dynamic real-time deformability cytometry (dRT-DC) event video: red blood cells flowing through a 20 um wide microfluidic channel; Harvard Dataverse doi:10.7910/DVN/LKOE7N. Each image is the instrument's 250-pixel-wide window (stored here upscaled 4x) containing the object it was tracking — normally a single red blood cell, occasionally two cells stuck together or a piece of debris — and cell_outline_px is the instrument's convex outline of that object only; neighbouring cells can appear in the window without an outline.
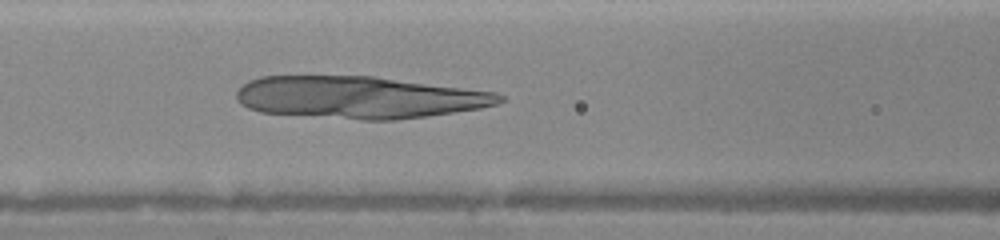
{"species": "human", "species_latin": "Homo sapiens", "temperature_condition": "warm", "stored_images_in_passage": 8, "camera_frame_rate_fps": 3000, "um_per_image_px": 0.085, "donor": {"sex": "female"}, "frame": {"image": 1, "passage_image": 5, "time_ms": 2.333, "image_size_px": [1000, 240], "cell_outline_px": [[504, 100], [496, 104], [480, 108], [428, 116], [396, 120], [360, 120], [260, 112], [248, 108], [240, 104], [236, 100], [236, 92], [248, 80], [260, 76], [372, 76], [496, 92], [504, 96]], "centroid_in_image_um": [30.49, 8.28], "position_along_channel_um": 136.1, "area_um2": 64.74}}
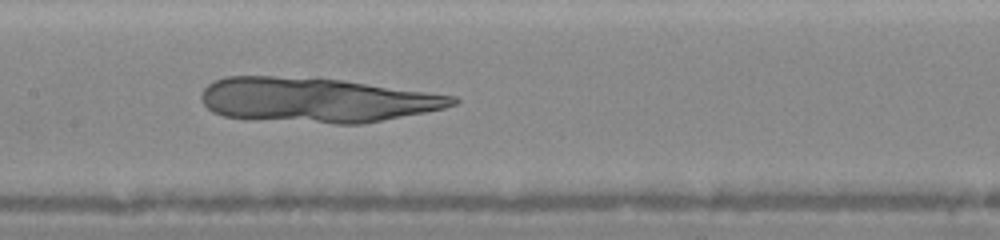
{"frame": {"image": 2, "passage_image": 7, "time_ms": 3.333, "image_size_px": [1000, 240], "cell_outline_px": [[460, 100], [456, 104], [444, 108], [424, 112], [360, 124], [336, 124], [224, 116], [212, 112], [204, 104], [200, 96], [204, 88], [208, 84], [216, 80], [228, 76], [272, 76], [344, 80], [456, 96]], "centroid_in_image_um": [26.9, 8.49], "position_along_channel_um": 180.5, "area_um2": 64.79}}